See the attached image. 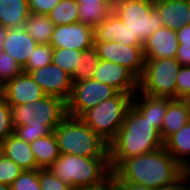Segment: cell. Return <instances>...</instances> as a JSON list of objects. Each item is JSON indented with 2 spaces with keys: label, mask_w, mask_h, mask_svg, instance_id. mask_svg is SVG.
Wrapping results in <instances>:
<instances>
[{
  "label": "cell",
  "mask_w": 190,
  "mask_h": 190,
  "mask_svg": "<svg viewBox=\"0 0 190 190\" xmlns=\"http://www.w3.org/2000/svg\"><path fill=\"white\" fill-rule=\"evenodd\" d=\"M163 145L160 132L131 105L116 137L108 144L112 172L125 159L155 151Z\"/></svg>",
  "instance_id": "2"
},
{
  "label": "cell",
  "mask_w": 190,
  "mask_h": 190,
  "mask_svg": "<svg viewBox=\"0 0 190 190\" xmlns=\"http://www.w3.org/2000/svg\"><path fill=\"white\" fill-rule=\"evenodd\" d=\"M23 170L11 159L0 157V183L11 185Z\"/></svg>",
  "instance_id": "34"
},
{
  "label": "cell",
  "mask_w": 190,
  "mask_h": 190,
  "mask_svg": "<svg viewBox=\"0 0 190 190\" xmlns=\"http://www.w3.org/2000/svg\"><path fill=\"white\" fill-rule=\"evenodd\" d=\"M190 121L189 113L181 99H169L167 112L161 127V138L163 142L173 133L179 131Z\"/></svg>",
  "instance_id": "22"
},
{
  "label": "cell",
  "mask_w": 190,
  "mask_h": 190,
  "mask_svg": "<svg viewBox=\"0 0 190 190\" xmlns=\"http://www.w3.org/2000/svg\"><path fill=\"white\" fill-rule=\"evenodd\" d=\"M113 12L142 44L163 26L160 14L154 8V0H115Z\"/></svg>",
  "instance_id": "7"
},
{
  "label": "cell",
  "mask_w": 190,
  "mask_h": 190,
  "mask_svg": "<svg viewBox=\"0 0 190 190\" xmlns=\"http://www.w3.org/2000/svg\"><path fill=\"white\" fill-rule=\"evenodd\" d=\"M46 95H52L67 101L73 82L71 76L53 63L28 73Z\"/></svg>",
  "instance_id": "13"
},
{
  "label": "cell",
  "mask_w": 190,
  "mask_h": 190,
  "mask_svg": "<svg viewBox=\"0 0 190 190\" xmlns=\"http://www.w3.org/2000/svg\"><path fill=\"white\" fill-rule=\"evenodd\" d=\"M98 56L101 60L111 61L116 64L127 67L138 78L144 72L145 57L143 46L124 45L120 42H94Z\"/></svg>",
  "instance_id": "10"
},
{
  "label": "cell",
  "mask_w": 190,
  "mask_h": 190,
  "mask_svg": "<svg viewBox=\"0 0 190 190\" xmlns=\"http://www.w3.org/2000/svg\"><path fill=\"white\" fill-rule=\"evenodd\" d=\"M92 79L108 84L118 92L135 94L139 89V78L131 70L107 60L100 59Z\"/></svg>",
  "instance_id": "11"
},
{
  "label": "cell",
  "mask_w": 190,
  "mask_h": 190,
  "mask_svg": "<svg viewBox=\"0 0 190 190\" xmlns=\"http://www.w3.org/2000/svg\"><path fill=\"white\" fill-rule=\"evenodd\" d=\"M4 99V84L0 82V101Z\"/></svg>",
  "instance_id": "46"
},
{
  "label": "cell",
  "mask_w": 190,
  "mask_h": 190,
  "mask_svg": "<svg viewBox=\"0 0 190 190\" xmlns=\"http://www.w3.org/2000/svg\"><path fill=\"white\" fill-rule=\"evenodd\" d=\"M81 55L82 51L73 48H53L52 63L72 76L78 67Z\"/></svg>",
  "instance_id": "29"
},
{
  "label": "cell",
  "mask_w": 190,
  "mask_h": 190,
  "mask_svg": "<svg viewBox=\"0 0 190 190\" xmlns=\"http://www.w3.org/2000/svg\"><path fill=\"white\" fill-rule=\"evenodd\" d=\"M61 0H28L31 14L47 15Z\"/></svg>",
  "instance_id": "37"
},
{
  "label": "cell",
  "mask_w": 190,
  "mask_h": 190,
  "mask_svg": "<svg viewBox=\"0 0 190 190\" xmlns=\"http://www.w3.org/2000/svg\"><path fill=\"white\" fill-rule=\"evenodd\" d=\"M117 93L118 91L113 87L92 78L74 82L70 97L66 101L67 115L79 118L85 111L94 108Z\"/></svg>",
  "instance_id": "9"
},
{
  "label": "cell",
  "mask_w": 190,
  "mask_h": 190,
  "mask_svg": "<svg viewBox=\"0 0 190 190\" xmlns=\"http://www.w3.org/2000/svg\"><path fill=\"white\" fill-rule=\"evenodd\" d=\"M30 14L28 0H0V24L3 27H23Z\"/></svg>",
  "instance_id": "23"
},
{
  "label": "cell",
  "mask_w": 190,
  "mask_h": 190,
  "mask_svg": "<svg viewBox=\"0 0 190 190\" xmlns=\"http://www.w3.org/2000/svg\"><path fill=\"white\" fill-rule=\"evenodd\" d=\"M163 146L185 170L190 171V121L170 135Z\"/></svg>",
  "instance_id": "21"
},
{
  "label": "cell",
  "mask_w": 190,
  "mask_h": 190,
  "mask_svg": "<svg viewBox=\"0 0 190 190\" xmlns=\"http://www.w3.org/2000/svg\"><path fill=\"white\" fill-rule=\"evenodd\" d=\"M132 105L160 132L167 112L168 98H156L137 91L132 98Z\"/></svg>",
  "instance_id": "19"
},
{
  "label": "cell",
  "mask_w": 190,
  "mask_h": 190,
  "mask_svg": "<svg viewBox=\"0 0 190 190\" xmlns=\"http://www.w3.org/2000/svg\"><path fill=\"white\" fill-rule=\"evenodd\" d=\"M6 32H7V28L6 27H3L1 24H0V54L3 50V42H4V38H5V35H6Z\"/></svg>",
  "instance_id": "44"
},
{
  "label": "cell",
  "mask_w": 190,
  "mask_h": 190,
  "mask_svg": "<svg viewBox=\"0 0 190 190\" xmlns=\"http://www.w3.org/2000/svg\"><path fill=\"white\" fill-rule=\"evenodd\" d=\"M10 107L14 134L27 143L49 135L67 116L66 101L52 95Z\"/></svg>",
  "instance_id": "3"
},
{
  "label": "cell",
  "mask_w": 190,
  "mask_h": 190,
  "mask_svg": "<svg viewBox=\"0 0 190 190\" xmlns=\"http://www.w3.org/2000/svg\"><path fill=\"white\" fill-rule=\"evenodd\" d=\"M50 45L84 51L94 46V28L81 22L54 26Z\"/></svg>",
  "instance_id": "12"
},
{
  "label": "cell",
  "mask_w": 190,
  "mask_h": 190,
  "mask_svg": "<svg viewBox=\"0 0 190 190\" xmlns=\"http://www.w3.org/2000/svg\"><path fill=\"white\" fill-rule=\"evenodd\" d=\"M53 47L50 44H38L27 63L22 67L23 73L37 70L52 63Z\"/></svg>",
  "instance_id": "30"
},
{
  "label": "cell",
  "mask_w": 190,
  "mask_h": 190,
  "mask_svg": "<svg viewBox=\"0 0 190 190\" xmlns=\"http://www.w3.org/2000/svg\"><path fill=\"white\" fill-rule=\"evenodd\" d=\"M14 133V125L10 105L3 99L0 101V141H4Z\"/></svg>",
  "instance_id": "35"
},
{
  "label": "cell",
  "mask_w": 190,
  "mask_h": 190,
  "mask_svg": "<svg viewBox=\"0 0 190 190\" xmlns=\"http://www.w3.org/2000/svg\"><path fill=\"white\" fill-rule=\"evenodd\" d=\"M190 94V66H181L176 78V99Z\"/></svg>",
  "instance_id": "36"
},
{
  "label": "cell",
  "mask_w": 190,
  "mask_h": 190,
  "mask_svg": "<svg viewBox=\"0 0 190 190\" xmlns=\"http://www.w3.org/2000/svg\"><path fill=\"white\" fill-rule=\"evenodd\" d=\"M38 43L23 27L7 28L3 42V52L9 54L21 66L27 63Z\"/></svg>",
  "instance_id": "17"
},
{
  "label": "cell",
  "mask_w": 190,
  "mask_h": 190,
  "mask_svg": "<svg viewBox=\"0 0 190 190\" xmlns=\"http://www.w3.org/2000/svg\"><path fill=\"white\" fill-rule=\"evenodd\" d=\"M134 94L118 92L115 96L85 111L79 118L108 144L123 125Z\"/></svg>",
  "instance_id": "6"
},
{
  "label": "cell",
  "mask_w": 190,
  "mask_h": 190,
  "mask_svg": "<svg viewBox=\"0 0 190 190\" xmlns=\"http://www.w3.org/2000/svg\"><path fill=\"white\" fill-rule=\"evenodd\" d=\"M78 4L85 5H114L115 0H75Z\"/></svg>",
  "instance_id": "43"
},
{
  "label": "cell",
  "mask_w": 190,
  "mask_h": 190,
  "mask_svg": "<svg viewBox=\"0 0 190 190\" xmlns=\"http://www.w3.org/2000/svg\"><path fill=\"white\" fill-rule=\"evenodd\" d=\"M113 187L116 190H158L140 184L121 182L114 174H113Z\"/></svg>",
  "instance_id": "39"
},
{
  "label": "cell",
  "mask_w": 190,
  "mask_h": 190,
  "mask_svg": "<svg viewBox=\"0 0 190 190\" xmlns=\"http://www.w3.org/2000/svg\"><path fill=\"white\" fill-rule=\"evenodd\" d=\"M47 169L74 189L102 183L113 173L109 157H84L74 154H60Z\"/></svg>",
  "instance_id": "4"
},
{
  "label": "cell",
  "mask_w": 190,
  "mask_h": 190,
  "mask_svg": "<svg viewBox=\"0 0 190 190\" xmlns=\"http://www.w3.org/2000/svg\"><path fill=\"white\" fill-rule=\"evenodd\" d=\"M113 6L78 4L79 22L95 28L113 12Z\"/></svg>",
  "instance_id": "28"
},
{
  "label": "cell",
  "mask_w": 190,
  "mask_h": 190,
  "mask_svg": "<svg viewBox=\"0 0 190 190\" xmlns=\"http://www.w3.org/2000/svg\"><path fill=\"white\" fill-rule=\"evenodd\" d=\"M178 43L190 44V24L176 31Z\"/></svg>",
  "instance_id": "42"
},
{
  "label": "cell",
  "mask_w": 190,
  "mask_h": 190,
  "mask_svg": "<svg viewBox=\"0 0 190 190\" xmlns=\"http://www.w3.org/2000/svg\"><path fill=\"white\" fill-rule=\"evenodd\" d=\"M188 190H190V171H188Z\"/></svg>",
  "instance_id": "49"
},
{
  "label": "cell",
  "mask_w": 190,
  "mask_h": 190,
  "mask_svg": "<svg viewBox=\"0 0 190 190\" xmlns=\"http://www.w3.org/2000/svg\"><path fill=\"white\" fill-rule=\"evenodd\" d=\"M187 172L163 147L125 159L113 174L125 183L162 189L180 180Z\"/></svg>",
  "instance_id": "1"
},
{
  "label": "cell",
  "mask_w": 190,
  "mask_h": 190,
  "mask_svg": "<svg viewBox=\"0 0 190 190\" xmlns=\"http://www.w3.org/2000/svg\"><path fill=\"white\" fill-rule=\"evenodd\" d=\"M47 15L55 26L77 23L78 3L75 0H61Z\"/></svg>",
  "instance_id": "26"
},
{
  "label": "cell",
  "mask_w": 190,
  "mask_h": 190,
  "mask_svg": "<svg viewBox=\"0 0 190 190\" xmlns=\"http://www.w3.org/2000/svg\"><path fill=\"white\" fill-rule=\"evenodd\" d=\"M0 190H11L10 185L0 183Z\"/></svg>",
  "instance_id": "47"
},
{
  "label": "cell",
  "mask_w": 190,
  "mask_h": 190,
  "mask_svg": "<svg viewBox=\"0 0 190 190\" xmlns=\"http://www.w3.org/2000/svg\"><path fill=\"white\" fill-rule=\"evenodd\" d=\"M181 100L185 104L186 109H187L189 116H190V94L184 96L183 98H181Z\"/></svg>",
  "instance_id": "45"
},
{
  "label": "cell",
  "mask_w": 190,
  "mask_h": 190,
  "mask_svg": "<svg viewBox=\"0 0 190 190\" xmlns=\"http://www.w3.org/2000/svg\"><path fill=\"white\" fill-rule=\"evenodd\" d=\"M54 26L48 15L30 14L23 28L38 44H50Z\"/></svg>",
  "instance_id": "25"
},
{
  "label": "cell",
  "mask_w": 190,
  "mask_h": 190,
  "mask_svg": "<svg viewBox=\"0 0 190 190\" xmlns=\"http://www.w3.org/2000/svg\"><path fill=\"white\" fill-rule=\"evenodd\" d=\"M46 94L27 73H21L4 84V100L10 106L32 103Z\"/></svg>",
  "instance_id": "14"
},
{
  "label": "cell",
  "mask_w": 190,
  "mask_h": 190,
  "mask_svg": "<svg viewBox=\"0 0 190 190\" xmlns=\"http://www.w3.org/2000/svg\"><path fill=\"white\" fill-rule=\"evenodd\" d=\"M3 155V141H0V157Z\"/></svg>",
  "instance_id": "48"
},
{
  "label": "cell",
  "mask_w": 190,
  "mask_h": 190,
  "mask_svg": "<svg viewBox=\"0 0 190 190\" xmlns=\"http://www.w3.org/2000/svg\"><path fill=\"white\" fill-rule=\"evenodd\" d=\"M120 42L124 45L143 44L130 33L121 18L112 12L94 28V42Z\"/></svg>",
  "instance_id": "16"
},
{
  "label": "cell",
  "mask_w": 190,
  "mask_h": 190,
  "mask_svg": "<svg viewBox=\"0 0 190 190\" xmlns=\"http://www.w3.org/2000/svg\"><path fill=\"white\" fill-rule=\"evenodd\" d=\"M176 59L181 66H190V44L178 43Z\"/></svg>",
  "instance_id": "38"
},
{
  "label": "cell",
  "mask_w": 190,
  "mask_h": 190,
  "mask_svg": "<svg viewBox=\"0 0 190 190\" xmlns=\"http://www.w3.org/2000/svg\"><path fill=\"white\" fill-rule=\"evenodd\" d=\"M160 190H188V171L180 180Z\"/></svg>",
  "instance_id": "41"
},
{
  "label": "cell",
  "mask_w": 190,
  "mask_h": 190,
  "mask_svg": "<svg viewBox=\"0 0 190 190\" xmlns=\"http://www.w3.org/2000/svg\"><path fill=\"white\" fill-rule=\"evenodd\" d=\"M53 133L60 154L109 157L108 143L80 118L67 115Z\"/></svg>",
  "instance_id": "5"
},
{
  "label": "cell",
  "mask_w": 190,
  "mask_h": 190,
  "mask_svg": "<svg viewBox=\"0 0 190 190\" xmlns=\"http://www.w3.org/2000/svg\"><path fill=\"white\" fill-rule=\"evenodd\" d=\"M41 190H75L71 185L61 181L48 169H39Z\"/></svg>",
  "instance_id": "33"
},
{
  "label": "cell",
  "mask_w": 190,
  "mask_h": 190,
  "mask_svg": "<svg viewBox=\"0 0 190 190\" xmlns=\"http://www.w3.org/2000/svg\"><path fill=\"white\" fill-rule=\"evenodd\" d=\"M99 61L100 57L98 56L97 49L94 46L92 48L82 51L78 67L71 76L72 82L74 83L82 80L91 79L94 70L98 66Z\"/></svg>",
  "instance_id": "27"
},
{
  "label": "cell",
  "mask_w": 190,
  "mask_h": 190,
  "mask_svg": "<svg viewBox=\"0 0 190 190\" xmlns=\"http://www.w3.org/2000/svg\"><path fill=\"white\" fill-rule=\"evenodd\" d=\"M3 155L13 160L22 170L38 169L29 143L20 139L14 133L3 141Z\"/></svg>",
  "instance_id": "20"
},
{
  "label": "cell",
  "mask_w": 190,
  "mask_h": 190,
  "mask_svg": "<svg viewBox=\"0 0 190 190\" xmlns=\"http://www.w3.org/2000/svg\"><path fill=\"white\" fill-rule=\"evenodd\" d=\"M22 68L9 54L1 52L0 54V82L5 84L21 74Z\"/></svg>",
  "instance_id": "32"
},
{
  "label": "cell",
  "mask_w": 190,
  "mask_h": 190,
  "mask_svg": "<svg viewBox=\"0 0 190 190\" xmlns=\"http://www.w3.org/2000/svg\"><path fill=\"white\" fill-rule=\"evenodd\" d=\"M180 69L176 58L145 59L138 91L151 97L176 99V78Z\"/></svg>",
  "instance_id": "8"
},
{
  "label": "cell",
  "mask_w": 190,
  "mask_h": 190,
  "mask_svg": "<svg viewBox=\"0 0 190 190\" xmlns=\"http://www.w3.org/2000/svg\"><path fill=\"white\" fill-rule=\"evenodd\" d=\"M163 26L174 31L190 24V0H154Z\"/></svg>",
  "instance_id": "18"
},
{
  "label": "cell",
  "mask_w": 190,
  "mask_h": 190,
  "mask_svg": "<svg viewBox=\"0 0 190 190\" xmlns=\"http://www.w3.org/2000/svg\"><path fill=\"white\" fill-rule=\"evenodd\" d=\"M29 145L35 156L38 169H47L60 155L53 131L47 136L37 138Z\"/></svg>",
  "instance_id": "24"
},
{
  "label": "cell",
  "mask_w": 190,
  "mask_h": 190,
  "mask_svg": "<svg viewBox=\"0 0 190 190\" xmlns=\"http://www.w3.org/2000/svg\"><path fill=\"white\" fill-rule=\"evenodd\" d=\"M113 188V173L102 183L84 186L75 190H111Z\"/></svg>",
  "instance_id": "40"
},
{
  "label": "cell",
  "mask_w": 190,
  "mask_h": 190,
  "mask_svg": "<svg viewBox=\"0 0 190 190\" xmlns=\"http://www.w3.org/2000/svg\"><path fill=\"white\" fill-rule=\"evenodd\" d=\"M10 187L11 190H41L39 169L23 170Z\"/></svg>",
  "instance_id": "31"
},
{
  "label": "cell",
  "mask_w": 190,
  "mask_h": 190,
  "mask_svg": "<svg viewBox=\"0 0 190 190\" xmlns=\"http://www.w3.org/2000/svg\"><path fill=\"white\" fill-rule=\"evenodd\" d=\"M178 40L176 31L162 26L143 44L145 59L176 58Z\"/></svg>",
  "instance_id": "15"
}]
</instances>
